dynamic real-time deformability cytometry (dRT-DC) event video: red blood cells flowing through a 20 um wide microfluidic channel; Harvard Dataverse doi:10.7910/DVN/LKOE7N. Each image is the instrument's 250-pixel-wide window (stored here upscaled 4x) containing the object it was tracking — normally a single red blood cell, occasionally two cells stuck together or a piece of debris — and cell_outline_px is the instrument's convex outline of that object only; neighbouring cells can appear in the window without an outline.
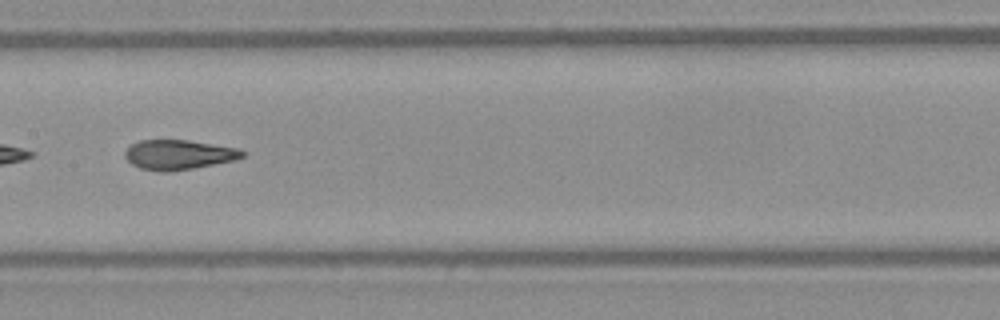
{"species": "Egyptian fruit bat (a non-hibernating species)", "species_latin": "Rousettus aegyptiacus", "temperature_condition": "warm", "stored_images_in_passage": 52, "segment_of_instrument_passage": [2, 2], "camera_frame_rate_fps": 3000, "um_per_image_px": 0.085, "frame": {"image": 1, "passage_image": 26, "time_ms": 8.333, "image_size_px": [1000, 320], "cell_outline_px": [[244, 156], [236, 160], [192, 168], [168, 172], [160, 172], [140, 168], [132, 164], [124, 156], [124, 152], [132, 144], [140, 140], [188, 140], [240, 148], [244, 152]], "centroid_in_image_um": [15.19, 13.15], "position_along_channel_um": 192.2, "area_um2": 20.35}}
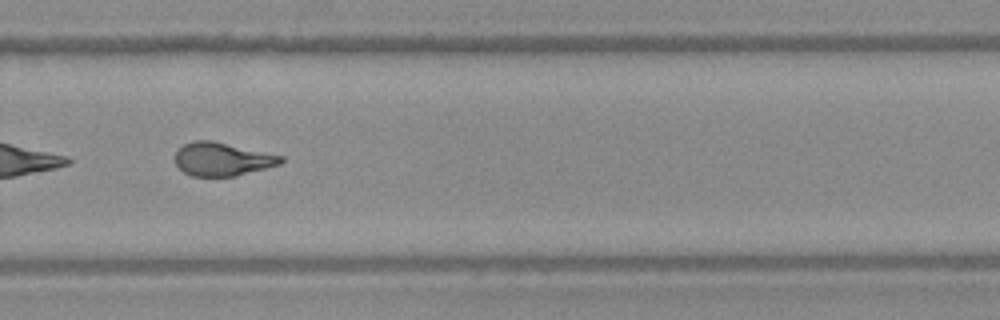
{"frame": {"image": 2, "passage_image": 35, "time_ms": 11.333, "image_size_px": [1000, 320], "cell_outline_px": [[284, 160], [280, 164], [236, 176], [192, 176], [184, 172], [176, 164], [176, 152], [184, 144], [192, 140], [212, 140], [284, 156]], "centroid_in_image_um": [18.9, 13.52], "position_along_channel_um": 310.9, "area_um2": 20.46}}
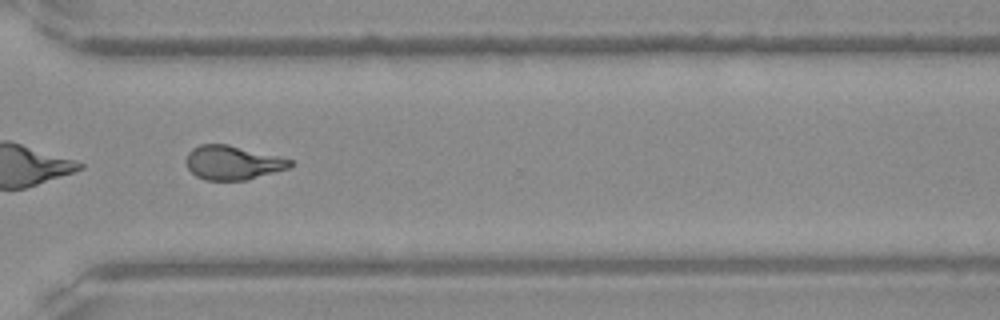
{"frame": {"image": 3, "passage_image": 38, "time_ms": 12.333, "image_size_px": [1000, 320], "cell_outline_px": [[296, 164], [288, 168], [248, 180], [204, 180], [196, 176], [188, 168], [188, 152], [192, 148], [200, 144], [228, 144], [280, 156], [292, 160]], "centroid_in_image_um": [19.82, 13.82], "position_along_channel_um": 350.8, "area_um2": 20.69}}